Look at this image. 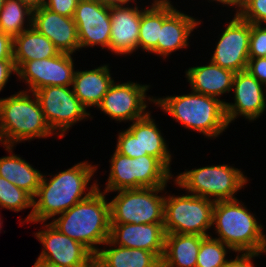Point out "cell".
<instances>
[{"mask_svg":"<svg viewBox=\"0 0 266 267\" xmlns=\"http://www.w3.org/2000/svg\"><path fill=\"white\" fill-rule=\"evenodd\" d=\"M248 181L243 171L227 164L185 169L173 178L180 189L214 202L237 199L235 195Z\"/></svg>","mask_w":266,"mask_h":267,"instance_id":"6","label":"cell"},{"mask_svg":"<svg viewBox=\"0 0 266 267\" xmlns=\"http://www.w3.org/2000/svg\"><path fill=\"white\" fill-rule=\"evenodd\" d=\"M102 4L108 7H113V6H125L130 3H135V0H99Z\"/></svg>","mask_w":266,"mask_h":267,"instance_id":"41","label":"cell"},{"mask_svg":"<svg viewBox=\"0 0 266 267\" xmlns=\"http://www.w3.org/2000/svg\"><path fill=\"white\" fill-rule=\"evenodd\" d=\"M79 0H47L46 8L60 15L73 18Z\"/></svg>","mask_w":266,"mask_h":267,"instance_id":"34","label":"cell"},{"mask_svg":"<svg viewBox=\"0 0 266 267\" xmlns=\"http://www.w3.org/2000/svg\"><path fill=\"white\" fill-rule=\"evenodd\" d=\"M171 0H153L141 12L138 47L157 55V42L163 22L176 10ZM147 7V8H146Z\"/></svg>","mask_w":266,"mask_h":267,"instance_id":"25","label":"cell"},{"mask_svg":"<svg viewBox=\"0 0 266 267\" xmlns=\"http://www.w3.org/2000/svg\"><path fill=\"white\" fill-rule=\"evenodd\" d=\"M234 75L233 71L211 61L208 65L189 67L185 71L186 80L192 91L217 99L231 92Z\"/></svg>","mask_w":266,"mask_h":267,"instance_id":"22","label":"cell"},{"mask_svg":"<svg viewBox=\"0 0 266 267\" xmlns=\"http://www.w3.org/2000/svg\"><path fill=\"white\" fill-rule=\"evenodd\" d=\"M32 267H46V266H44V265H42L40 263L35 262Z\"/></svg>","mask_w":266,"mask_h":267,"instance_id":"42","label":"cell"},{"mask_svg":"<svg viewBox=\"0 0 266 267\" xmlns=\"http://www.w3.org/2000/svg\"><path fill=\"white\" fill-rule=\"evenodd\" d=\"M117 136L115 150L118 153L129 158L153 156L171 172L172 154L150 111L143 118L134 120Z\"/></svg>","mask_w":266,"mask_h":267,"instance_id":"10","label":"cell"},{"mask_svg":"<svg viewBox=\"0 0 266 267\" xmlns=\"http://www.w3.org/2000/svg\"><path fill=\"white\" fill-rule=\"evenodd\" d=\"M72 56L60 52L52 58L27 61L17 70L16 76L26 83L28 92L47 86H72L75 73Z\"/></svg>","mask_w":266,"mask_h":267,"instance_id":"14","label":"cell"},{"mask_svg":"<svg viewBox=\"0 0 266 267\" xmlns=\"http://www.w3.org/2000/svg\"><path fill=\"white\" fill-rule=\"evenodd\" d=\"M0 208L9 209L13 212H21L31 208V212L25 217L21 224L32 223L33 197L25 190L18 188L7 179L0 177Z\"/></svg>","mask_w":266,"mask_h":267,"instance_id":"30","label":"cell"},{"mask_svg":"<svg viewBox=\"0 0 266 267\" xmlns=\"http://www.w3.org/2000/svg\"><path fill=\"white\" fill-rule=\"evenodd\" d=\"M249 210L239 199L216 201L212 226L218 237L214 238L233 252H266L264 226Z\"/></svg>","mask_w":266,"mask_h":267,"instance_id":"4","label":"cell"},{"mask_svg":"<svg viewBox=\"0 0 266 267\" xmlns=\"http://www.w3.org/2000/svg\"><path fill=\"white\" fill-rule=\"evenodd\" d=\"M9 156L0 157V177L28 192L32 197L40 186L42 173L35 169L20 155L13 153V145H3Z\"/></svg>","mask_w":266,"mask_h":267,"instance_id":"26","label":"cell"},{"mask_svg":"<svg viewBox=\"0 0 266 267\" xmlns=\"http://www.w3.org/2000/svg\"><path fill=\"white\" fill-rule=\"evenodd\" d=\"M32 14L28 6L17 0H6L0 11V31L12 38L19 35L32 27Z\"/></svg>","mask_w":266,"mask_h":267,"instance_id":"29","label":"cell"},{"mask_svg":"<svg viewBox=\"0 0 266 267\" xmlns=\"http://www.w3.org/2000/svg\"><path fill=\"white\" fill-rule=\"evenodd\" d=\"M109 65L101 64L92 70H75L71 87L86 109L97 108L115 81L111 76Z\"/></svg>","mask_w":266,"mask_h":267,"instance_id":"23","label":"cell"},{"mask_svg":"<svg viewBox=\"0 0 266 267\" xmlns=\"http://www.w3.org/2000/svg\"><path fill=\"white\" fill-rule=\"evenodd\" d=\"M246 70L266 86V57L249 58Z\"/></svg>","mask_w":266,"mask_h":267,"instance_id":"35","label":"cell"},{"mask_svg":"<svg viewBox=\"0 0 266 267\" xmlns=\"http://www.w3.org/2000/svg\"><path fill=\"white\" fill-rule=\"evenodd\" d=\"M216 44L210 61L234 73L246 70L249 60L251 23L239 16L232 17Z\"/></svg>","mask_w":266,"mask_h":267,"instance_id":"15","label":"cell"},{"mask_svg":"<svg viewBox=\"0 0 266 267\" xmlns=\"http://www.w3.org/2000/svg\"><path fill=\"white\" fill-rule=\"evenodd\" d=\"M151 85L132 81L116 83L110 86L97 109L116 122H133L143 118L148 112L149 104H154L155 97H147ZM151 102V103H150Z\"/></svg>","mask_w":266,"mask_h":267,"instance_id":"13","label":"cell"},{"mask_svg":"<svg viewBox=\"0 0 266 267\" xmlns=\"http://www.w3.org/2000/svg\"><path fill=\"white\" fill-rule=\"evenodd\" d=\"M266 57V25L251 24L249 58Z\"/></svg>","mask_w":266,"mask_h":267,"instance_id":"33","label":"cell"},{"mask_svg":"<svg viewBox=\"0 0 266 267\" xmlns=\"http://www.w3.org/2000/svg\"><path fill=\"white\" fill-rule=\"evenodd\" d=\"M17 75V69L14 60H1L0 61V92L5 88L9 78L12 74Z\"/></svg>","mask_w":266,"mask_h":267,"instance_id":"37","label":"cell"},{"mask_svg":"<svg viewBox=\"0 0 266 267\" xmlns=\"http://www.w3.org/2000/svg\"><path fill=\"white\" fill-rule=\"evenodd\" d=\"M1 216V215H0ZM2 224H3V220L2 218L0 217V231L2 230Z\"/></svg>","mask_w":266,"mask_h":267,"instance_id":"44","label":"cell"},{"mask_svg":"<svg viewBox=\"0 0 266 267\" xmlns=\"http://www.w3.org/2000/svg\"><path fill=\"white\" fill-rule=\"evenodd\" d=\"M109 160L110 171L103 192L144 187H165L174 174L157 158L149 155L129 158L116 150Z\"/></svg>","mask_w":266,"mask_h":267,"instance_id":"7","label":"cell"},{"mask_svg":"<svg viewBox=\"0 0 266 267\" xmlns=\"http://www.w3.org/2000/svg\"><path fill=\"white\" fill-rule=\"evenodd\" d=\"M238 16L251 24L266 25V0H246Z\"/></svg>","mask_w":266,"mask_h":267,"instance_id":"32","label":"cell"},{"mask_svg":"<svg viewBox=\"0 0 266 267\" xmlns=\"http://www.w3.org/2000/svg\"><path fill=\"white\" fill-rule=\"evenodd\" d=\"M215 1L216 3H220L224 6H228L231 8H235V14L233 16H238V14L242 11L246 0H208V2ZM235 6V7H234Z\"/></svg>","mask_w":266,"mask_h":267,"instance_id":"39","label":"cell"},{"mask_svg":"<svg viewBox=\"0 0 266 267\" xmlns=\"http://www.w3.org/2000/svg\"><path fill=\"white\" fill-rule=\"evenodd\" d=\"M89 267H99L98 264L96 262H94L91 266Z\"/></svg>","mask_w":266,"mask_h":267,"instance_id":"45","label":"cell"},{"mask_svg":"<svg viewBox=\"0 0 266 267\" xmlns=\"http://www.w3.org/2000/svg\"><path fill=\"white\" fill-rule=\"evenodd\" d=\"M103 245L106 249H100L95 255L99 267H161V259L153 252L121 247L110 240Z\"/></svg>","mask_w":266,"mask_h":267,"instance_id":"24","label":"cell"},{"mask_svg":"<svg viewBox=\"0 0 266 267\" xmlns=\"http://www.w3.org/2000/svg\"><path fill=\"white\" fill-rule=\"evenodd\" d=\"M33 98V99H32ZM34 92L25 90L0 98V136L3 145L52 137Z\"/></svg>","mask_w":266,"mask_h":267,"instance_id":"5","label":"cell"},{"mask_svg":"<svg viewBox=\"0 0 266 267\" xmlns=\"http://www.w3.org/2000/svg\"><path fill=\"white\" fill-rule=\"evenodd\" d=\"M73 19L77 26L80 49L99 46L109 51L110 7L99 0H79Z\"/></svg>","mask_w":266,"mask_h":267,"instance_id":"16","label":"cell"},{"mask_svg":"<svg viewBox=\"0 0 266 267\" xmlns=\"http://www.w3.org/2000/svg\"><path fill=\"white\" fill-rule=\"evenodd\" d=\"M13 60L18 70L25 62L57 56L60 51L33 27L13 37Z\"/></svg>","mask_w":266,"mask_h":267,"instance_id":"28","label":"cell"},{"mask_svg":"<svg viewBox=\"0 0 266 267\" xmlns=\"http://www.w3.org/2000/svg\"><path fill=\"white\" fill-rule=\"evenodd\" d=\"M204 238L196 234H166L161 267H196Z\"/></svg>","mask_w":266,"mask_h":267,"instance_id":"27","label":"cell"},{"mask_svg":"<svg viewBox=\"0 0 266 267\" xmlns=\"http://www.w3.org/2000/svg\"><path fill=\"white\" fill-rule=\"evenodd\" d=\"M228 251L233 250L220 240L207 236L201 241L196 267H225L229 260L226 258Z\"/></svg>","mask_w":266,"mask_h":267,"instance_id":"31","label":"cell"},{"mask_svg":"<svg viewBox=\"0 0 266 267\" xmlns=\"http://www.w3.org/2000/svg\"><path fill=\"white\" fill-rule=\"evenodd\" d=\"M5 1H6V0H0V11H1V9L3 8V5L5 4Z\"/></svg>","mask_w":266,"mask_h":267,"instance_id":"43","label":"cell"},{"mask_svg":"<svg viewBox=\"0 0 266 267\" xmlns=\"http://www.w3.org/2000/svg\"><path fill=\"white\" fill-rule=\"evenodd\" d=\"M97 168V165L84 161L51 175L50 178L43 174L37 193L33 197L32 223H46L47 220H52L88 198L98 189L97 180L87 187Z\"/></svg>","mask_w":266,"mask_h":267,"instance_id":"1","label":"cell"},{"mask_svg":"<svg viewBox=\"0 0 266 267\" xmlns=\"http://www.w3.org/2000/svg\"><path fill=\"white\" fill-rule=\"evenodd\" d=\"M236 257L229 259L225 267H255L253 259L265 255L266 252H235Z\"/></svg>","mask_w":266,"mask_h":267,"instance_id":"36","label":"cell"},{"mask_svg":"<svg viewBox=\"0 0 266 267\" xmlns=\"http://www.w3.org/2000/svg\"><path fill=\"white\" fill-rule=\"evenodd\" d=\"M13 38L0 31V61L13 60Z\"/></svg>","mask_w":266,"mask_h":267,"instance_id":"38","label":"cell"},{"mask_svg":"<svg viewBox=\"0 0 266 267\" xmlns=\"http://www.w3.org/2000/svg\"><path fill=\"white\" fill-rule=\"evenodd\" d=\"M136 5L110 7L111 35L109 51L115 55H131L138 51L139 29L142 9ZM141 9V10H140Z\"/></svg>","mask_w":266,"mask_h":267,"instance_id":"18","label":"cell"},{"mask_svg":"<svg viewBox=\"0 0 266 267\" xmlns=\"http://www.w3.org/2000/svg\"><path fill=\"white\" fill-rule=\"evenodd\" d=\"M18 2L28 6L32 11L45 7L47 0H17Z\"/></svg>","mask_w":266,"mask_h":267,"instance_id":"40","label":"cell"},{"mask_svg":"<svg viewBox=\"0 0 266 267\" xmlns=\"http://www.w3.org/2000/svg\"><path fill=\"white\" fill-rule=\"evenodd\" d=\"M224 100L191 90L184 95L155 97L154 104L184 128L216 139L229 127Z\"/></svg>","mask_w":266,"mask_h":267,"instance_id":"3","label":"cell"},{"mask_svg":"<svg viewBox=\"0 0 266 267\" xmlns=\"http://www.w3.org/2000/svg\"><path fill=\"white\" fill-rule=\"evenodd\" d=\"M88 198L49 222L62 234L86 246L94 255L109 240L110 203L101 186Z\"/></svg>","mask_w":266,"mask_h":267,"instance_id":"2","label":"cell"},{"mask_svg":"<svg viewBox=\"0 0 266 267\" xmlns=\"http://www.w3.org/2000/svg\"><path fill=\"white\" fill-rule=\"evenodd\" d=\"M71 86H47L34 91L44 118L52 132L63 138L75 123L91 117V113L75 96Z\"/></svg>","mask_w":266,"mask_h":267,"instance_id":"11","label":"cell"},{"mask_svg":"<svg viewBox=\"0 0 266 267\" xmlns=\"http://www.w3.org/2000/svg\"><path fill=\"white\" fill-rule=\"evenodd\" d=\"M32 27L45 35L62 53L80 51L77 26L73 18L42 7L33 11Z\"/></svg>","mask_w":266,"mask_h":267,"instance_id":"19","label":"cell"},{"mask_svg":"<svg viewBox=\"0 0 266 267\" xmlns=\"http://www.w3.org/2000/svg\"><path fill=\"white\" fill-rule=\"evenodd\" d=\"M165 187L117 191L110 203V224L164 223ZM164 191V192H163Z\"/></svg>","mask_w":266,"mask_h":267,"instance_id":"9","label":"cell"},{"mask_svg":"<svg viewBox=\"0 0 266 267\" xmlns=\"http://www.w3.org/2000/svg\"><path fill=\"white\" fill-rule=\"evenodd\" d=\"M163 224H110L109 240L121 247L153 252L161 259L166 235Z\"/></svg>","mask_w":266,"mask_h":267,"instance_id":"20","label":"cell"},{"mask_svg":"<svg viewBox=\"0 0 266 267\" xmlns=\"http://www.w3.org/2000/svg\"><path fill=\"white\" fill-rule=\"evenodd\" d=\"M164 201V230L166 234H196L211 236L214 201L187 194L167 195Z\"/></svg>","mask_w":266,"mask_h":267,"instance_id":"8","label":"cell"},{"mask_svg":"<svg viewBox=\"0 0 266 267\" xmlns=\"http://www.w3.org/2000/svg\"><path fill=\"white\" fill-rule=\"evenodd\" d=\"M41 224L42 229L35 236L43 249L35 262L46 267H89L95 262V255L86 246L62 234L49 222Z\"/></svg>","mask_w":266,"mask_h":267,"instance_id":"12","label":"cell"},{"mask_svg":"<svg viewBox=\"0 0 266 267\" xmlns=\"http://www.w3.org/2000/svg\"><path fill=\"white\" fill-rule=\"evenodd\" d=\"M264 86V87H263ZM265 85L260 83L247 70L235 73L232 83L234 103L225 102L226 118L229 124L239 116L252 122L266 110Z\"/></svg>","mask_w":266,"mask_h":267,"instance_id":"17","label":"cell"},{"mask_svg":"<svg viewBox=\"0 0 266 267\" xmlns=\"http://www.w3.org/2000/svg\"><path fill=\"white\" fill-rule=\"evenodd\" d=\"M201 23L202 20L176 9L162 24L157 42V55L167 58L172 52L190 46L189 37Z\"/></svg>","mask_w":266,"mask_h":267,"instance_id":"21","label":"cell"}]
</instances>
